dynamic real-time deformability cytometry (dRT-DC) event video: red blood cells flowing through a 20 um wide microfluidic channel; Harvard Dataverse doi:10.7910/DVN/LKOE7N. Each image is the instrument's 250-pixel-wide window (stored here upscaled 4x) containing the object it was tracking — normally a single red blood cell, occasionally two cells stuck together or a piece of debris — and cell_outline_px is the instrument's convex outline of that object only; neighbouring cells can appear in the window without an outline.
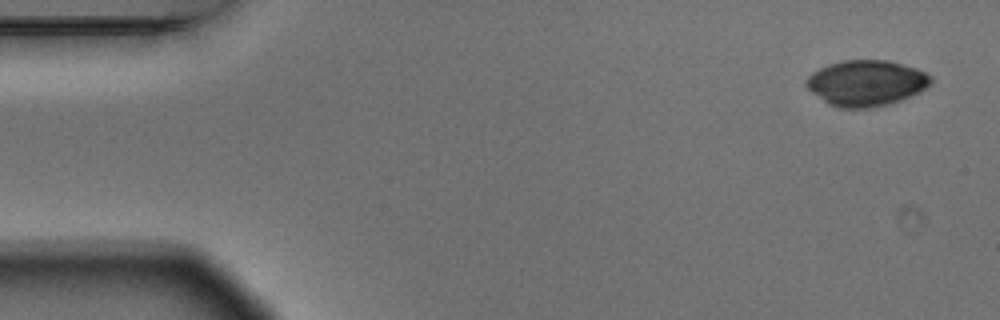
{"species": "Egyptian fruit bat (a non-hibernating species)", "species_latin": "Rousettus aegyptiacus", "temperature_condition": "warm", "stored_images_in_passage": 4, "camera_frame_rate_fps": 3000, "um_per_image_px": 0.085, "animal": {"sex": "male"}, "frame": {"image": 1, "passage_image": 1, "time_ms": 0.0, "image_size_px": [1000, 320], "cell_outline_px": [[932, 84], [928, 88], [920, 92], [900, 100], [888, 104], [872, 108], [836, 108], [828, 104], [812, 92], [804, 84], [804, 80], [812, 72], [828, 64], [844, 60], [888, 60], [916, 68], [928, 72], [932, 76]], "centroid_in_image_um": [73.65, 7.06], "position_along_channel_um": 11.4, "area_um2": 33.64}}
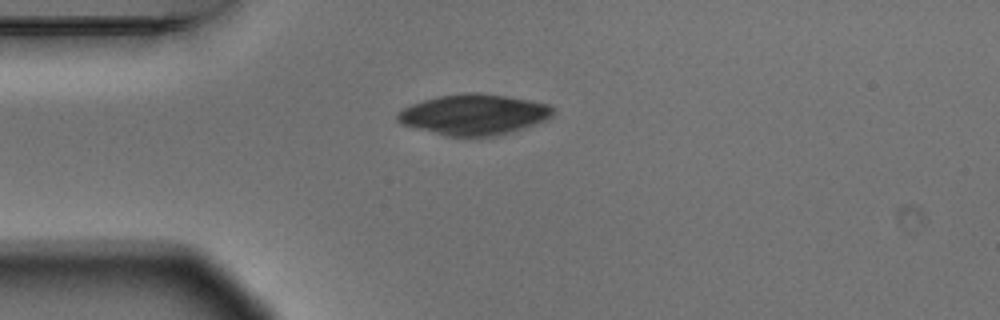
{"frame": {"image": 2, "passage_image": 4, "time_ms": 1.0, "image_size_px": [1000, 320], "cell_outline_px": [[556, 112], [552, 116], [544, 120], [512, 132], [496, 136], [444, 136], [416, 128], [404, 124], [396, 120], [396, 116], [404, 108], [412, 104], [424, 100], [440, 96], [468, 92], [476, 92], [508, 96], [548, 104], [556, 108]], "centroid_in_image_um": [40.31, 9.73], "position_along_channel_um": 44.7, "area_um2": 36.65}}